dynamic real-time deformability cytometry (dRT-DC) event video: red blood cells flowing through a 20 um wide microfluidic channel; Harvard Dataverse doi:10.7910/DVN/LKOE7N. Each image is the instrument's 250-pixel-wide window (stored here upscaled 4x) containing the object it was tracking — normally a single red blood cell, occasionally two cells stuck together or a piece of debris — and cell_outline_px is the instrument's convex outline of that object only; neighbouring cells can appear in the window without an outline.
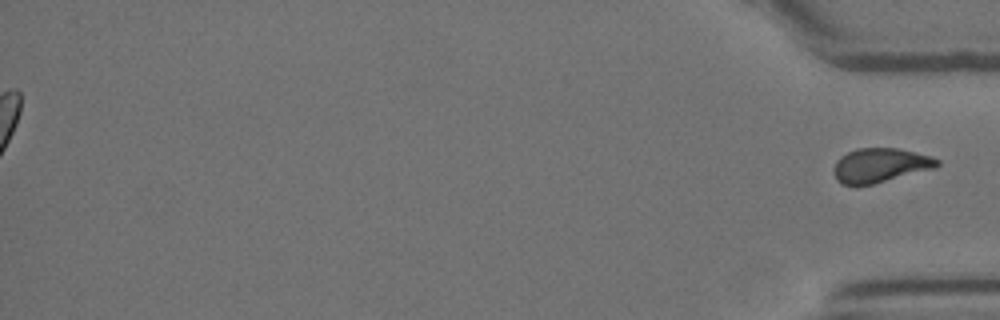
{"species": "Egyptian fruit bat (a non-hibernating species)", "species_latin": "Rousettus aegyptiacus", "temperature_condition": "room temperature", "stored_images_in_passage": 49, "segment_of_instrument_passage": [2, 2], "camera_frame_rate_fps": 3000, "um_per_image_px": 0.085, "animal": {"sex": "female"}, "frame": {"image": 1, "passage_image": 49, "time_ms": 16.0, "image_size_px": [1000, 320], "cell_outline_px": [[940, 164], [936, 168], [872, 184], [844, 184], [836, 180], [836, 160], [840, 156], [856, 148], [900, 148], [932, 156], [940, 160]], "centroid_in_image_um": [74.88, 14.02], "position_along_channel_um": 360.3, "area_um2": 20.46}}